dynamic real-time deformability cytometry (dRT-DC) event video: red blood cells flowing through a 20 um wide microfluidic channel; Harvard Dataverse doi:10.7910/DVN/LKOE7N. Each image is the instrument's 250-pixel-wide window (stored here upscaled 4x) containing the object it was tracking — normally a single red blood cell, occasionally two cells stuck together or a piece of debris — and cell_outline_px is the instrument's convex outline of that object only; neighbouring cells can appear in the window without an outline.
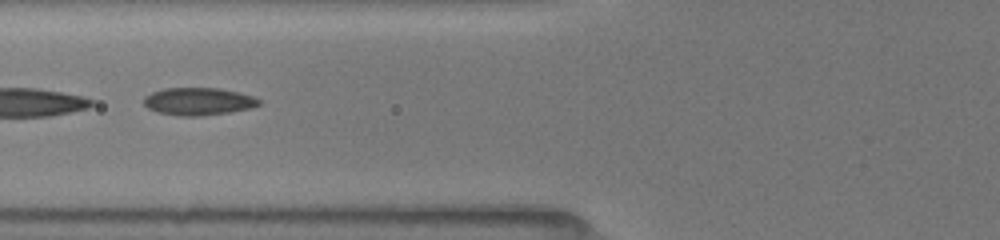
{"species": "common noctule bat (a hibernating species)", "species_latin": "Nyctalus noctula", "temperature_condition": "room temperature", "stored_images_in_passage": 6, "camera_frame_rate_fps": 3000, "um_per_image_px": 0.085, "animal": {"sex": "female", "body_mass_g": 19.5, "forearm_length_mm": 54.1}, "frame": {"image": 1, "passage_image": 6, "time_ms": 6.0, "image_size_px": [1000, 240], "cell_outline_px": [[260, 104], [252, 108], [232, 112], [200, 116], [176, 116], [160, 112], [148, 108], [144, 104], [144, 96], [152, 92], [164, 88], [220, 88], [252, 96], [260, 100]], "centroid_in_image_um": [16.86, 8.62], "position_along_channel_um": 108.9, "area_um2": 18.5}}